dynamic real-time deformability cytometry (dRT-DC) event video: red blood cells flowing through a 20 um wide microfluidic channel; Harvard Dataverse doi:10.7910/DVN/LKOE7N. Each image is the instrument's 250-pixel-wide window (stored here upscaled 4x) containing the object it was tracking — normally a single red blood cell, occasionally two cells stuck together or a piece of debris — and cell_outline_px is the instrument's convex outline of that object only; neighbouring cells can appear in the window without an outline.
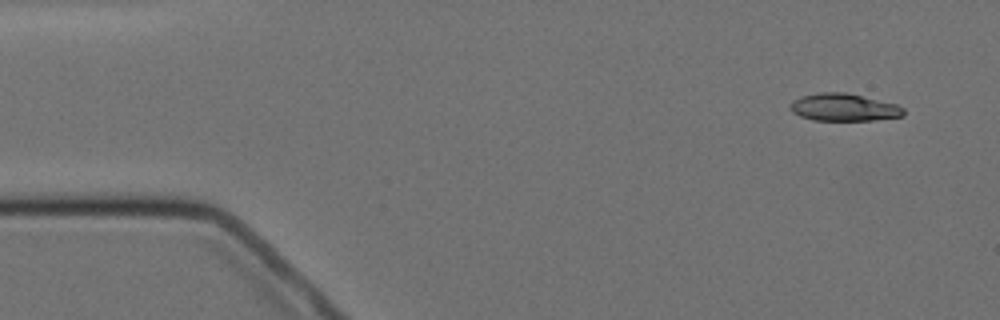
{"species": "Egyptian fruit bat (a non-hibernating species)", "species_latin": "Rousettus aegyptiacus", "temperature_condition": "cold", "stored_images_in_passage": 4, "camera_frame_rate_fps": 3000, "um_per_image_px": 0.085, "animal": {"sex": "female"}, "frame": {"image": 1, "passage_image": 1, "time_ms": 0.0, "image_size_px": [1000, 320], "cell_outline_px": [[904, 116], [872, 120], [812, 120], [800, 116], [792, 112], [792, 100], [800, 96], [820, 92], [844, 92], [896, 104], [904, 108]], "centroid_in_image_um": [71.72, 9.12], "position_along_channel_um": 13.3, "area_um2": 17.98}}
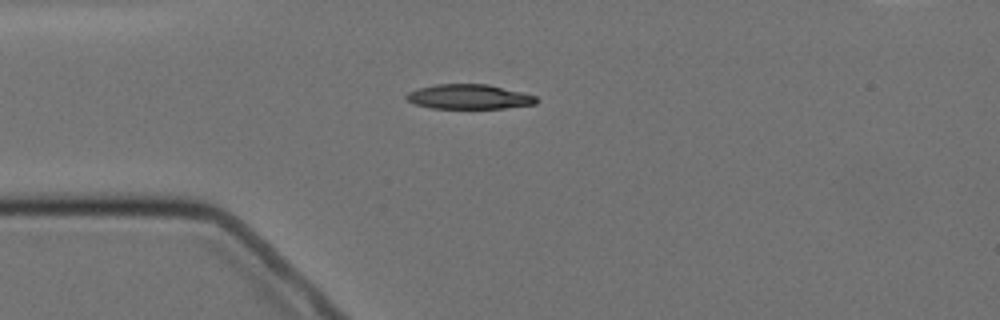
{"frame": {"image": 2, "passage_image": 4, "time_ms": 3.333, "image_size_px": [1000, 320], "cell_outline_px": [[540, 100], [536, 104], [504, 108], [432, 108], [416, 104], [408, 100], [404, 96], [408, 92], [420, 88], [436, 84], [488, 84], [536, 96]], "centroid_in_image_um": [39.89, 8.22], "position_along_channel_um": 45.1, "area_um2": 18.55}}